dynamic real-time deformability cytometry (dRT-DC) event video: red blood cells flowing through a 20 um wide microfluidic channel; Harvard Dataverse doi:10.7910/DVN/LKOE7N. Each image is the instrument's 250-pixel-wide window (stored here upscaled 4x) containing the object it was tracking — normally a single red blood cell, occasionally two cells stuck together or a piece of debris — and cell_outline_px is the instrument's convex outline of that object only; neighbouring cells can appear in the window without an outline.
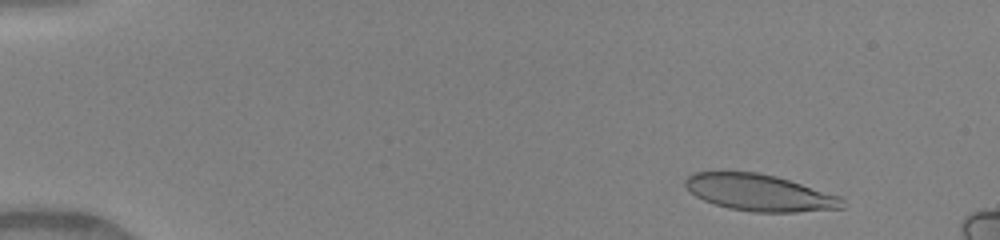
{"species": "human", "species_latin": "Homo sapiens", "temperature_condition": "warm", "stored_images_in_passage": 15, "camera_frame_rate_fps": 3000, "um_per_image_px": 0.085, "donor": {"sex": "female"}, "frame": {"image": 1, "passage_image": 5, "time_ms": 1.333, "image_size_px": [1000, 240], "cell_outline_px": [[844, 208], [796, 212], [752, 212], [728, 208], [704, 200], [696, 196], [684, 184], [684, 180], [692, 172], [720, 168], [760, 172], [776, 176], [840, 196], [844, 200]], "centroid_in_image_um": [64.48, 16.32], "position_along_channel_um": 20.5, "area_um2": 34.39}}